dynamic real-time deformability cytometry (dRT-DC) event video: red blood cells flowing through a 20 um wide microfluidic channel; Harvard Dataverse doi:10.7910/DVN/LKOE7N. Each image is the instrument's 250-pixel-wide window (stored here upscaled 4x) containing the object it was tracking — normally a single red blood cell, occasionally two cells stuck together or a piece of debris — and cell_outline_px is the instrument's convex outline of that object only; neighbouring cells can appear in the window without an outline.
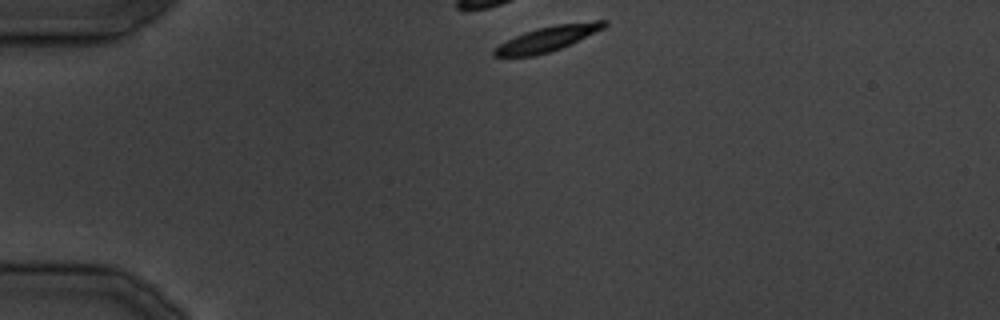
{"species": "common noctule bat (a hibernating species)", "species_latin": "Nyctalus noctula", "temperature_condition": "cold", "stored_images_in_passage": 7, "camera_frame_rate_fps": 3000, "um_per_image_px": 0.085, "animal": {"sex": "male", "body_mass_g": 19.5, "forearm_length_mm": 54.6}, "frame": {"image": 1, "passage_image": 1, "time_ms": 0.0, "image_size_px": [1000, 320], "cell_outline_px": [[608, 24], [604, 28], [560, 48], [536, 56], [492, 56], [492, 52], [500, 44], [516, 36], [540, 28], [556, 24], [596, 20], [608, 20]], "centroid_in_image_um": [46.58, 3.28], "position_along_channel_um": 38.4, "area_um2": 15.61}}